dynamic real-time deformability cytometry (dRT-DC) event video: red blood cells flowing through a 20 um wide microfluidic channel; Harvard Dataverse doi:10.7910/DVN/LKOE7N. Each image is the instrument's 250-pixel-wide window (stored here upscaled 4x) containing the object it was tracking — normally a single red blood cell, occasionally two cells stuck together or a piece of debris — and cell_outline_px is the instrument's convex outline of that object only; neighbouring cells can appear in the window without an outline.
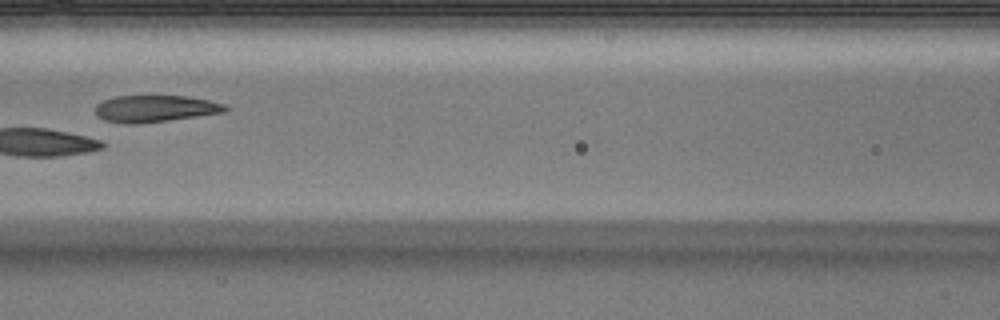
{"species": "Egyptian fruit bat (a non-hibernating species)", "species_latin": "Rousettus aegyptiacus", "temperature_condition": "warm", "stored_images_in_passage": 6, "camera_frame_rate_fps": 3000, "um_per_image_px": 0.085, "animal": {"sex": "male"}, "frame": {"image": 1, "passage_image": 5, "time_ms": 1.333, "image_size_px": [1000, 320], "cell_outline_px": [[228, 108], [224, 112], [140, 124], [128, 124], [104, 120], [96, 116], [96, 104], [104, 100], [116, 96], [188, 96], [208, 100], [224, 104]], "centroid_in_image_um": [13.15, 9.23], "position_along_channel_um": 153.5, "area_um2": 20.17}}
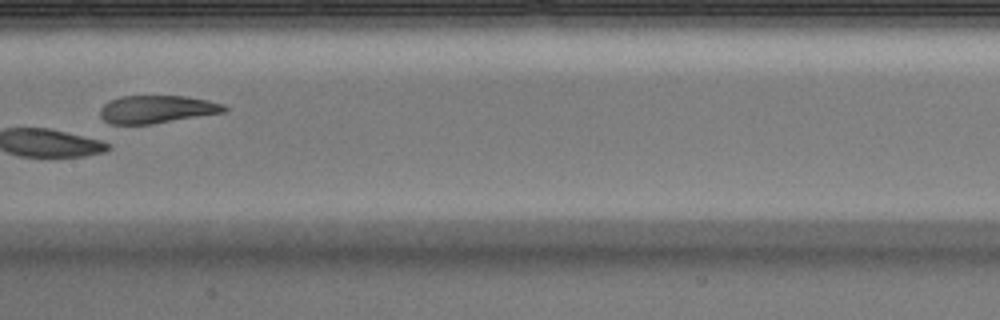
{"frame": {"image": 2, "passage_image": 6, "time_ms": 1.667, "image_size_px": [1000, 320], "cell_outline_px": [[228, 112], [152, 124], [112, 124], [104, 120], [100, 116], [100, 108], [104, 104], [120, 96], [188, 96], [208, 100], [224, 104], [228, 108]], "centroid_in_image_um": [13.39, 9.29], "position_along_channel_um": 194.0, "area_um2": 20.29}}